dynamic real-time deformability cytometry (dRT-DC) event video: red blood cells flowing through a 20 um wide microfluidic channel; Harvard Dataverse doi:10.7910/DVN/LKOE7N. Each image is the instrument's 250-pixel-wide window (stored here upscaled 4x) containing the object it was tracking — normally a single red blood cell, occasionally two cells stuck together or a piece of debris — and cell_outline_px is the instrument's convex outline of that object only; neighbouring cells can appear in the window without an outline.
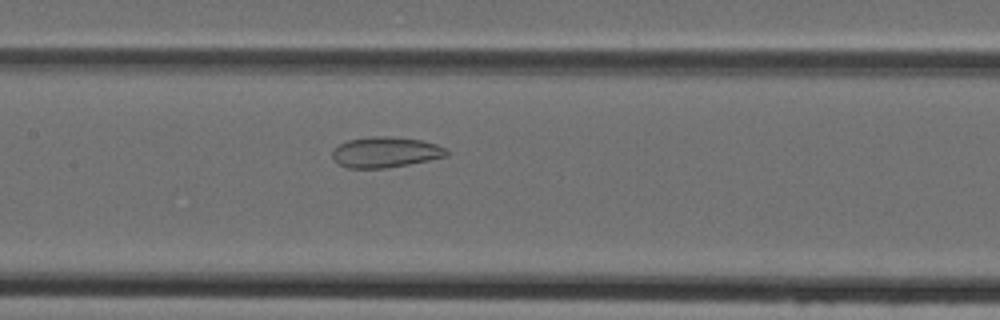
{"species": "Egyptian fruit bat (a non-hibernating species)", "species_latin": "Rousettus aegyptiacus", "temperature_condition": "cold", "stored_images_in_passage": 37, "camera_frame_rate_fps": 3000, "um_per_image_px": 0.085, "animal": {"sex": "female"}, "frame": {"image": 1, "passage_image": 12, "time_ms": 3.667, "image_size_px": [1000, 320], "cell_outline_px": [[448, 156], [408, 164], [384, 168], [348, 168], [332, 160], [332, 152], [340, 144], [348, 140], [372, 136], [388, 136], [420, 140], [436, 144], [448, 148]], "centroid_in_image_um": [32.77, 12.93], "position_along_channel_um": 174.6, "area_um2": 20.29}}
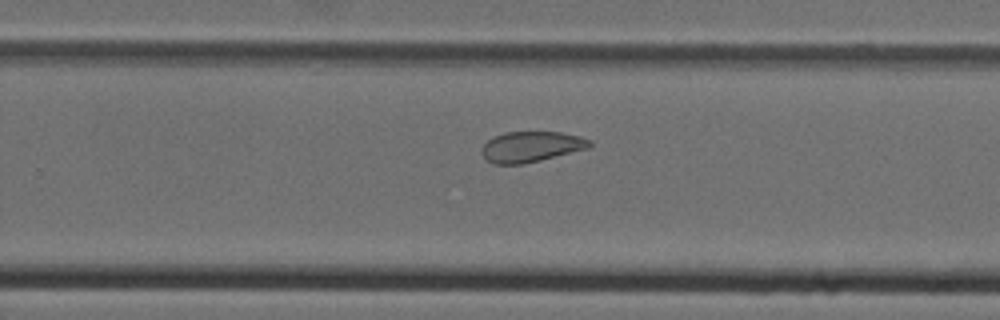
{"frame": {"image": 2, "passage_image": 20, "time_ms": 6.333, "image_size_px": [1000, 320], "cell_outline_px": [[592, 144], [588, 148], [524, 164], [492, 164], [480, 152], [480, 148], [492, 136], [504, 132], [560, 132], [580, 136], [592, 140]], "centroid_in_image_um": [45.12, 12.46], "position_along_channel_um": 284.7, "area_um2": 19.31}}
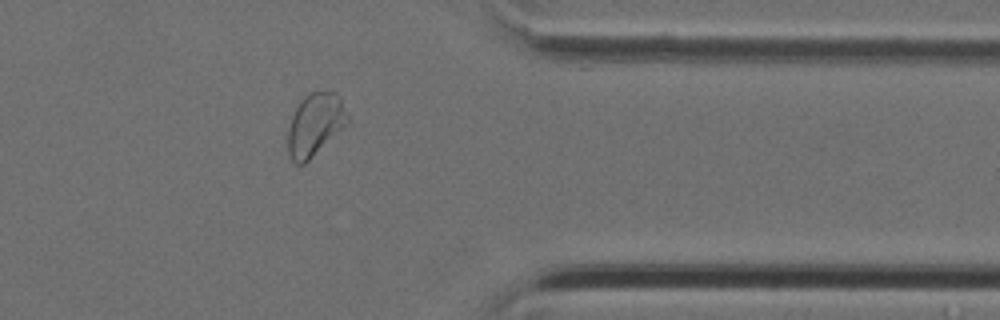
{"frame": {"image": 3, "passage_image": 28, "time_ms": 9.0, "image_size_px": [1000, 320], "cell_outline_px": [[348, 124], [304, 164], [296, 164], [292, 160], [288, 152], [288, 128], [292, 116], [300, 100], [308, 92], [336, 92], [340, 96], [348, 116]], "centroid_in_image_um": [26.78, 10.57], "position_along_channel_um": 384.6, "area_um2": 21.68}}